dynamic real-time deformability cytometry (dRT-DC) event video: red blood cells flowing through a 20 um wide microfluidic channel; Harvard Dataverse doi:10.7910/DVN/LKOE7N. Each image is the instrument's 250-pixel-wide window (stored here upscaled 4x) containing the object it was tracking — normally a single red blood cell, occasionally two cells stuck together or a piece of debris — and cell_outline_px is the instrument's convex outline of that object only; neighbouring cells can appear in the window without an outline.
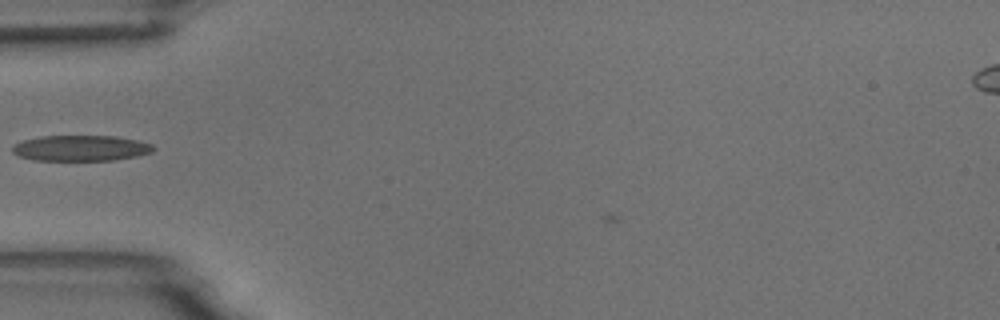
{"species": "common noctule bat (a hibernating species)", "species_latin": "Nyctalus noctula", "temperature_condition": "room temperature", "stored_images_in_passage": 4, "camera_frame_rate_fps": 3000, "um_per_image_px": 0.085, "animal": {"sex": "male", "body_mass_g": 18.8}, "frame": {"image": 1, "passage_image": 3, "time_ms": 3.333, "image_size_px": [1000, 320], "cell_outline_px": [[156, 148], [152, 152], [136, 156], [116, 160], [32, 160], [16, 156], [12, 152], [12, 148], [20, 140], [40, 136], [116, 136], [136, 140], [152, 144]], "centroid_in_image_um": [6.84, 12.59], "position_along_channel_um": 78.2, "area_um2": 21.27}}